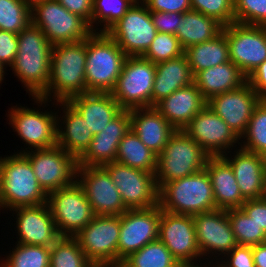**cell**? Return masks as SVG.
Here are the masks:
<instances>
[{"label": "cell", "mask_w": 266, "mask_h": 267, "mask_svg": "<svg viewBox=\"0 0 266 267\" xmlns=\"http://www.w3.org/2000/svg\"><path fill=\"white\" fill-rule=\"evenodd\" d=\"M86 53V40L53 45L49 82L39 97H33L34 102L46 106L52 99L54 102L68 101L74 96L87 93Z\"/></svg>", "instance_id": "6da1fadb"}, {"label": "cell", "mask_w": 266, "mask_h": 267, "mask_svg": "<svg viewBox=\"0 0 266 267\" xmlns=\"http://www.w3.org/2000/svg\"><path fill=\"white\" fill-rule=\"evenodd\" d=\"M18 45L11 70L31 97H39L49 82L53 45L33 23L18 33Z\"/></svg>", "instance_id": "7a4b0ae2"}, {"label": "cell", "mask_w": 266, "mask_h": 267, "mask_svg": "<svg viewBox=\"0 0 266 267\" xmlns=\"http://www.w3.org/2000/svg\"><path fill=\"white\" fill-rule=\"evenodd\" d=\"M48 194L39 185L30 161L23 154L0 157V208L47 203Z\"/></svg>", "instance_id": "3957f363"}, {"label": "cell", "mask_w": 266, "mask_h": 267, "mask_svg": "<svg viewBox=\"0 0 266 267\" xmlns=\"http://www.w3.org/2000/svg\"><path fill=\"white\" fill-rule=\"evenodd\" d=\"M86 48L87 92L111 93L127 55L106 32H93L86 39Z\"/></svg>", "instance_id": "277c9868"}, {"label": "cell", "mask_w": 266, "mask_h": 267, "mask_svg": "<svg viewBox=\"0 0 266 267\" xmlns=\"http://www.w3.org/2000/svg\"><path fill=\"white\" fill-rule=\"evenodd\" d=\"M158 205L161 210L183 215L215 210L213 188L206 169L164 184L158 191Z\"/></svg>", "instance_id": "5b68a950"}, {"label": "cell", "mask_w": 266, "mask_h": 267, "mask_svg": "<svg viewBox=\"0 0 266 267\" xmlns=\"http://www.w3.org/2000/svg\"><path fill=\"white\" fill-rule=\"evenodd\" d=\"M209 157L210 155L183 130H176L157 156V189L168 182L205 169Z\"/></svg>", "instance_id": "8992f818"}, {"label": "cell", "mask_w": 266, "mask_h": 267, "mask_svg": "<svg viewBox=\"0 0 266 267\" xmlns=\"http://www.w3.org/2000/svg\"><path fill=\"white\" fill-rule=\"evenodd\" d=\"M31 18L52 45L86 40L93 33L84 19L69 12L58 0L36 3L31 7Z\"/></svg>", "instance_id": "52a82bcc"}, {"label": "cell", "mask_w": 266, "mask_h": 267, "mask_svg": "<svg viewBox=\"0 0 266 267\" xmlns=\"http://www.w3.org/2000/svg\"><path fill=\"white\" fill-rule=\"evenodd\" d=\"M155 73L153 62L141 56L127 57L111 92L113 98L125 110L152 107Z\"/></svg>", "instance_id": "ba28073f"}, {"label": "cell", "mask_w": 266, "mask_h": 267, "mask_svg": "<svg viewBox=\"0 0 266 267\" xmlns=\"http://www.w3.org/2000/svg\"><path fill=\"white\" fill-rule=\"evenodd\" d=\"M47 203L60 236L74 237L96 216L77 181L50 192Z\"/></svg>", "instance_id": "9c48e42d"}, {"label": "cell", "mask_w": 266, "mask_h": 267, "mask_svg": "<svg viewBox=\"0 0 266 267\" xmlns=\"http://www.w3.org/2000/svg\"><path fill=\"white\" fill-rule=\"evenodd\" d=\"M120 215H96L74 238L96 266L118 263Z\"/></svg>", "instance_id": "30bf717a"}, {"label": "cell", "mask_w": 266, "mask_h": 267, "mask_svg": "<svg viewBox=\"0 0 266 267\" xmlns=\"http://www.w3.org/2000/svg\"><path fill=\"white\" fill-rule=\"evenodd\" d=\"M19 154L30 161L39 185L47 194L76 181L77 159L58 145L31 151L26 148Z\"/></svg>", "instance_id": "8fae6325"}, {"label": "cell", "mask_w": 266, "mask_h": 267, "mask_svg": "<svg viewBox=\"0 0 266 267\" xmlns=\"http://www.w3.org/2000/svg\"><path fill=\"white\" fill-rule=\"evenodd\" d=\"M106 33L115 40L127 57H142L155 39L157 30L150 10L141 0H137Z\"/></svg>", "instance_id": "7c38bea8"}, {"label": "cell", "mask_w": 266, "mask_h": 267, "mask_svg": "<svg viewBox=\"0 0 266 267\" xmlns=\"http://www.w3.org/2000/svg\"><path fill=\"white\" fill-rule=\"evenodd\" d=\"M229 59L248 77L266 60V26L232 23L223 27Z\"/></svg>", "instance_id": "4fadbf2b"}, {"label": "cell", "mask_w": 266, "mask_h": 267, "mask_svg": "<svg viewBox=\"0 0 266 267\" xmlns=\"http://www.w3.org/2000/svg\"><path fill=\"white\" fill-rule=\"evenodd\" d=\"M118 188L127 209H147L158 205L155 173L132 168L119 162L103 166Z\"/></svg>", "instance_id": "5bb4252c"}, {"label": "cell", "mask_w": 266, "mask_h": 267, "mask_svg": "<svg viewBox=\"0 0 266 267\" xmlns=\"http://www.w3.org/2000/svg\"><path fill=\"white\" fill-rule=\"evenodd\" d=\"M76 177L95 215H122L128 210L103 166H78Z\"/></svg>", "instance_id": "9a60e30c"}, {"label": "cell", "mask_w": 266, "mask_h": 267, "mask_svg": "<svg viewBox=\"0 0 266 267\" xmlns=\"http://www.w3.org/2000/svg\"><path fill=\"white\" fill-rule=\"evenodd\" d=\"M160 206L128 209L120 215L118 263L159 238Z\"/></svg>", "instance_id": "2e32d148"}, {"label": "cell", "mask_w": 266, "mask_h": 267, "mask_svg": "<svg viewBox=\"0 0 266 267\" xmlns=\"http://www.w3.org/2000/svg\"><path fill=\"white\" fill-rule=\"evenodd\" d=\"M16 107V108H15ZM13 106L8 111L9 125L30 149L39 150L57 145L56 112ZM30 146V147H29Z\"/></svg>", "instance_id": "e0dca14e"}, {"label": "cell", "mask_w": 266, "mask_h": 267, "mask_svg": "<svg viewBox=\"0 0 266 267\" xmlns=\"http://www.w3.org/2000/svg\"><path fill=\"white\" fill-rule=\"evenodd\" d=\"M183 131L210 156H222L226 152L228 154V150L235 147L237 142L240 144L241 140L207 105L192 118Z\"/></svg>", "instance_id": "ac0fdd59"}, {"label": "cell", "mask_w": 266, "mask_h": 267, "mask_svg": "<svg viewBox=\"0 0 266 267\" xmlns=\"http://www.w3.org/2000/svg\"><path fill=\"white\" fill-rule=\"evenodd\" d=\"M179 263L201 261L193 215L174 214L160 208L159 238ZM198 258V259H197Z\"/></svg>", "instance_id": "d6986e66"}, {"label": "cell", "mask_w": 266, "mask_h": 267, "mask_svg": "<svg viewBox=\"0 0 266 267\" xmlns=\"http://www.w3.org/2000/svg\"><path fill=\"white\" fill-rule=\"evenodd\" d=\"M193 221L196 241L202 257L208 254L214 255L215 262H218V256L215 254L223 257L238 245L231 229L227 210L215 209L199 213L193 215Z\"/></svg>", "instance_id": "ffe728a7"}, {"label": "cell", "mask_w": 266, "mask_h": 267, "mask_svg": "<svg viewBox=\"0 0 266 267\" xmlns=\"http://www.w3.org/2000/svg\"><path fill=\"white\" fill-rule=\"evenodd\" d=\"M260 101L258 94L246 82L240 88L211 97L207 101V106L241 139Z\"/></svg>", "instance_id": "44dd1931"}, {"label": "cell", "mask_w": 266, "mask_h": 267, "mask_svg": "<svg viewBox=\"0 0 266 267\" xmlns=\"http://www.w3.org/2000/svg\"><path fill=\"white\" fill-rule=\"evenodd\" d=\"M16 212L19 244L51 247L61 236L58 234L48 203L11 209Z\"/></svg>", "instance_id": "7402d4cb"}, {"label": "cell", "mask_w": 266, "mask_h": 267, "mask_svg": "<svg viewBox=\"0 0 266 267\" xmlns=\"http://www.w3.org/2000/svg\"><path fill=\"white\" fill-rule=\"evenodd\" d=\"M130 129L129 110L123 109L101 132L93 136L91 144L77 159V166H104L114 162L119 143Z\"/></svg>", "instance_id": "603a6c76"}, {"label": "cell", "mask_w": 266, "mask_h": 267, "mask_svg": "<svg viewBox=\"0 0 266 267\" xmlns=\"http://www.w3.org/2000/svg\"><path fill=\"white\" fill-rule=\"evenodd\" d=\"M235 152L233 158L227 153L222 157L230 164L242 197L245 200L260 199L266 175V157L241 147Z\"/></svg>", "instance_id": "cb8c5ba5"}, {"label": "cell", "mask_w": 266, "mask_h": 267, "mask_svg": "<svg viewBox=\"0 0 266 267\" xmlns=\"http://www.w3.org/2000/svg\"><path fill=\"white\" fill-rule=\"evenodd\" d=\"M205 105L207 101L192 83L163 98L154 107L175 130H183Z\"/></svg>", "instance_id": "d4e9b609"}, {"label": "cell", "mask_w": 266, "mask_h": 267, "mask_svg": "<svg viewBox=\"0 0 266 267\" xmlns=\"http://www.w3.org/2000/svg\"><path fill=\"white\" fill-rule=\"evenodd\" d=\"M131 130L157 156L176 131L155 107L129 110Z\"/></svg>", "instance_id": "484cf974"}, {"label": "cell", "mask_w": 266, "mask_h": 267, "mask_svg": "<svg viewBox=\"0 0 266 267\" xmlns=\"http://www.w3.org/2000/svg\"><path fill=\"white\" fill-rule=\"evenodd\" d=\"M205 169L210 177L216 209L241 208L246 201L230 164L222 156H210Z\"/></svg>", "instance_id": "4316f807"}, {"label": "cell", "mask_w": 266, "mask_h": 267, "mask_svg": "<svg viewBox=\"0 0 266 267\" xmlns=\"http://www.w3.org/2000/svg\"><path fill=\"white\" fill-rule=\"evenodd\" d=\"M68 102L81 114L93 135L101 132L123 110L111 93L87 92Z\"/></svg>", "instance_id": "83f0119b"}, {"label": "cell", "mask_w": 266, "mask_h": 267, "mask_svg": "<svg viewBox=\"0 0 266 267\" xmlns=\"http://www.w3.org/2000/svg\"><path fill=\"white\" fill-rule=\"evenodd\" d=\"M56 105L63 106L64 109V117H61L64 120L59 115L56 119L57 145L78 159L91 144L94 135L81 114L68 101L56 102Z\"/></svg>", "instance_id": "f1b7e54d"}, {"label": "cell", "mask_w": 266, "mask_h": 267, "mask_svg": "<svg viewBox=\"0 0 266 267\" xmlns=\"http://www.w3.org/2000/svg\"><path fill=\"white\" fill-rule=\"evenodd\" d=\"M152 107L176 90L193 83V75L185 54L155 64Z\"/></svg>", "instance_id": "f546056e"}, {"label": "cell", "mask_w": 266, "mask_h": 267, "mask_svg": "<svg viewBox=\"0 0 266 267\" xmlns=\"http://www.w3.org/2000/svg\"><path fill=\"white\" fill-rule=\"evenodd\" d=\"M247 82V77L231 61L201 70L193 76V83L203 98L211 97L240 88Z\"/></svg>", "instance_id": "4dcf8cb0"}, {"label": "cell", "mask_w": 266, "mask_h": 267, "mask_svg": "<svg viewBox=\"0 0 266 267\" xmlns=\"http://www.w3.org/2000/svg\"><path fill=\"white\" fill-rule=\"evenodd\" d=\"M223 27L217 19L191 9L182 14L176 37L185 50L215 38L222 32Z\"/></svg>", "instance_id": "1f68e13d"}, {"label": "cell", "mask_w": 266, "mask_h": 267, "mask_svg": "<svg viewBox=\"0 0 266 267\" xmlns=\"http://www.w3.org/2000/svg\"><path fill=\"white\" fill-rule=\"evenodd\" d=\"M192 75L229 62V47L223 31L215 38L184 50Z\"/></svg>", "instance_id": "d6a6232c"}, {"label": "cell", "mask_w": 266, "mask_h": 267, "mask_svg": "<svg viewBox=\"0 0 266 267\" xmlns=\"http://www.w3.org/2000/svg\"><path fill=\"white\" fill-rule=\"evenodd\" d=\"M115 161L149 173L157 169V155L131 129L121 139Z\"/></svg>", "instance_id": "836d02e7"}, {"label": "cell", "mask_w": 266, "mask_h": 267, "mask_svg": "<svg viewBox=\"0 0 266 267\" xmlns=\"http://www.w3.org/2000/svg\"><path fill=\"white\" fill-rule=\"evenodd\" d=\"M178 263L159 239L146 244L122 261L126 267H177Z\"/></svg>", "instance_id": "e575fe53"}, {"label": "cell", "mask_w": 266, "mask_h": 267, "mask_svg": "<svg viewBox=\"0 0 266 267\" xmlns=\"http://www.w3.org/2000/svg\"><path fill=\"white\" fill-rule=\"evenodd\" d=\"M50 267H96L74 237L61 236L50 247Z\"/></svg>", "instance_id": "d590c367"}, {"label": "cell", "mask_w": 266, "mask_h": 267, "mask_svg": "<svg viewBox=\"0 0 266 267\" xmlns=\"http://www.w3.org/2000/svg\"><path fill=\"white\" fill-rule=\"evenodd\" d=\"M240 147L266 157V100H261L255 107ZM243 143V145H242Z\"/></svg>", "instance_id": "8d00e7d4"}, {"label": "cell", "mask_w": 266, "mask_h": 267, "mask_svg": "<svg viewBox=\"0 0 266 267\" xmlns=\"http://www.w3.org/2000/svg\"><path fill=\"white\" fill-rule=\"evenodd\" d=\"M236 242L241 246H255L266 242V234L241 208L227 210Z\"/></svg>", "instance_id": "74e56055"}, {"label": "cell", "mask_w": 266, "mask_h": 267, "mask_svg": "<svg viewBox=\"0 0 266 267\" xmlns=\"http://www.w3.org/2000/svg\"><path fill=\"white\" fill-rule=\"evenodd\" d=\"M0 267H50V247L17 243Z\"/></svg>", "instance_id": "f35d334b"}, {"label": "cell", "mask_w": 266, "mask_h": 267, "mask_svg": "<svg viewBox=\"0 0 266 267\" xmlns=\"http://www.w3.org/2000/svg\"><path fill=\"white\" fill-rule=\"evenodd\" d=\"M136 1L137 0H93L91 21V29L93 32L99 30V28L94 29V24H97V26L100 24L101 27H103L100 28L98 32H106L126 14L127 10L133 6Z\"/></svg>", "instance_id": "ab89813d"}, {"label": "cell", "mask_w": 266, "mask_h": 267, "mask_svg": "<svg viewBox=\"0 0 266 267\" xmlns=\"http://www.w3.org/2000/svg\"><path fill=\"white\" fill-rule=\"evenodd\" d=\"M32 23L31 7L23 0H0V30L20 33Z\"/></svg>", "instance_id": "60d3db41"}, {"label": "cell", "mask_w": 266, "mask_h": 267, "mask_svg": "<svg viewBox=\"0 0 266 267\" xmlns=\"http://www.w3.org/2000/svg\"><path fill=\"white\" fill-rule=\"evenodd\" d=\"M184 54V49L181 47L176 35L157 32L155 39L143 58L157 64L177 58Z\"/></svg>", "instance_id": "b9f144b4"}, {"label": "cell", "mask_w": 266, "mask_h": 267, "mask_svg": "<svg viewBox=\"0 0 266 267\" xmlns=\"http://www.w3.org/2000/svg\"><path fill=\"white\" fill-rule=\"evenodd\" d=\"M235 23L266 26V0H234Z\"/></svg>", "instance_id": "7bdbcfd3"}, {"label": "cell", "mask_w": 266, "mask_h": 267, "mask_svg": "<svg viewBox=\"0 0 266 267\" xmlns=\"http://www.w3.org/2000/svg\"><path fill=\"white\" fill-rule=\"evenodd\" d=\"M192 10L217 19L224 26L235 23L234 0H191Z\"/></svg>", "instance_id": "ee69618b"}, {"label": "cell", "mask_w": 266, "mask_h": 267, "mask_svg": "<svg viewBox=\"0 0 266 267\" xmlns=\"http://www.w3.org/2000/svg\"><path fill=\"white\" fill-rule=\"evenodd\" d=\"M224 257L225 260L216 263L218 267H255L251 246L237 245Z\"/></svg>", "instance_id": "f6af8a7d"}, {"label": "cell", "mask_w": 266, "mask_h": 267, "mask_svg": "<svg viewBox=\"0 0 266 267\" xmlns=\"http://www.w3.org/2000/svg\"><path fill=\"white\" fill-rule=\"evenodd\" d=\"M18 46V34L0 30V65L4 69L14 63Z\"/></svg>", "instance_id": "bcb514c9"}, {"label": "cell", "mask_w": 266, "mask_h": 267, "mask_svg": "<svg viewBox=\"0 0 266 267\" xmlns=\"http://www.w3.org/2000/svg\"><path fill=\"white\" fill-rule=\"evenodd\" d=\"M150 14L157 32L176 35L182 13L150 11Z\"/></svg>", "instance_id": "7dc6e473"}, {"label": "cell", "mask_w": 266, "mask_h": 267, "mask_svg": "<svg viewBox=\"0 0 266 267\" xmlns=\"http://www.w3.org/2000/svg\"><path fill=\"white\" fill-rule=\"evenodd\" d=\"M150 11L185 13L192 9L191 0H141Z\"/></svg>", "instance_id": "c3c4849f"}, {"label": "cell", "mask_w": 266, "mask_h": 267, "mask_svg": "<svg viewBox=\"0 0 266 267\" xmlns=\"http://www.w3.org/2000/svg\"><path fill=\"white\" fill-rule=\"evenodd\" d=\"M241 209L259 226L266 234V201L262 198L246 200Z\"/></svg>", "instance_id": "681fc988"}, {"label": "cell", "mask_w": 266, "mask_h": 267, "mask_svg": "<svg viewBox=\"0 0 266 267\" xmlns=\"http://www.w3.org/2000/svg\"><path fill=\"white\" fill-rule=\"evenodd\" d=\"M69 12L84 19L91 28L93 0H58Z\"/></svg>", "instance_id": "f907efd6"}, {"label": "cell", "mask_w": 266, "mask_h": 267, "mask_svg": "<svg viewBox=\"0 0 266 267\" xmlns=\"http://www.w3.org/2000/svg\"><path fill=\"white\" fill-rule=\"evenodd\" d=\"M247 82L261 100H266V60L247 77Z\"/></svg>", "instance_id": "816d5d0a"}, {"label": "cell", "mask_w": 266, "mask_h": 267, "mask_svg": "<svg viewBox=\"0 0 266 267\" xmlns=\"http://www.w3.org/2000/svg\"><path fill=\"white\" fill-rule=\"evenodd\" d=\"M255 267H266V242L252 246Z\"/></svg>", "instance_id": "f5cc1de1"}, {"label": "cell", "mask_w": 266, "mask_h": 267, "mask_svg": "<svg viewBox=\"0 0 266 267\" xmlns=\"http://www.w3.org/2000/svg\"><path fill=\"white\" fill-rule=\"evenodd\" d=\"M196 263L197 262L178 263L177 267H218V265H216V264L214 265V263L212 265L210 261L208 262L209 265L208 264H205V263H203L204 264L203 265L202 262H201L200 263V266H199V263H197V264ZM201 264H202V266H201Z\"/></svg>", "instance_id": "db71d44e"}, {"label": "cell", "mask_w": 266, "mask_h": 267, "mask_svg": "<svg viewBox=\"0 0 266 267\" xmlns=\"http://www.w3.org/2000/svg\"><path fill=\"white\" fill-rule=\"evenodd\" d=\"M24 2H26L30 7L34 6L36 3L42 2V1H46V0H23Z\"/></svg>", "instance_id": "11a10c76"}, {"label": "cell", "mask_w": 266, "mask_h": 267, "mask_svg": "<svg viewBox=\"0 0 266 267\" xmlns=\"http://www.w3.org/2000/svg\"><path fill=\"white\" fill-rule=\"evenodd\" d=\"M261 198L266 201V175L264 178L263 193Z\"/></svg>", "instance_id": "9f6ffc18"}, {"label": "cell", "mask_w": 266, "mask_h": 267, "mask_svg": "<svg viewBox=\"0 0 266 267\" xmlns=\"http://www.w3.org/2000/svg\"><path fill=\"white\" fill-rule=\"evenodd\" d=\"M5 69L0 65V84L2 83L4 79Z\"/></svg>", "instance_id": "6f0895ef"}, {"label": "cell", "mask_w": 266, "mask_h": 267, "mask_svg": "<svg viewBox=\"0 0 266 267\" xmlns=\"http://www.w3.org/2000/svg\"><path fill=\"white\" fill-rule=\"evenodd\" d=\"M101 267H126V266L123 265L122 263H115V264H110V265L101 266Z\"/></svg>", "instance_id": "680465c9"}]
</instances>
